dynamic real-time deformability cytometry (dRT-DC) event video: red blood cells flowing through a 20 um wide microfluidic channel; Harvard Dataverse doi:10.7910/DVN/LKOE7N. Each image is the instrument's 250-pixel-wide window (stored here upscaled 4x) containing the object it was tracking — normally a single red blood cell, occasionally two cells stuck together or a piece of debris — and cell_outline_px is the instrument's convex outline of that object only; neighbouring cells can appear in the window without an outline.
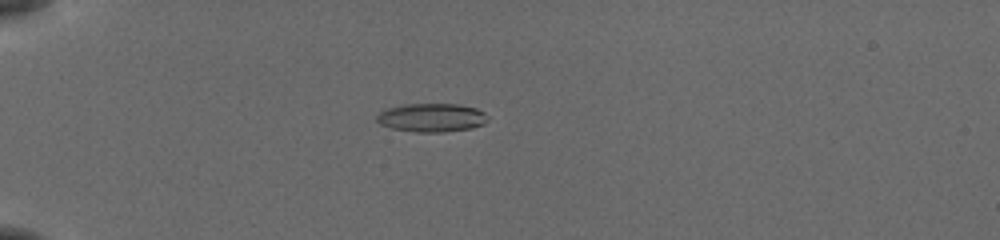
{"species": "common noctule bat (a hibernating species)", "species_latin": "Nyctalus noctula", "temperature_condition": "cold", "stored_images_in_passage": 6, "camera_frame_rate_fps": 3000, "um_per_image_px": 0.085, "animal": {"sex": "female", "body_mass_g": 19.5, "forearm_length_mm": 54.1}, "frame": {"image": 1, "passage_image": 1, "time_ms": 0.0, "image_size_px": [1000, 240], "cell_outline_px": [[488, 120], [484, 124], [472, 128], [440, 132], [416, 132], [392, 128], [380, 124], [376, 120], [376, 116], [380, 112], [388, 108], [404, 104], [460, 104], [476, 108], [484, 112]], "centroid_in_image_um": [36.69, 9.99], "position_along_channel_um": 48.3, "area_um2": 18.44}}
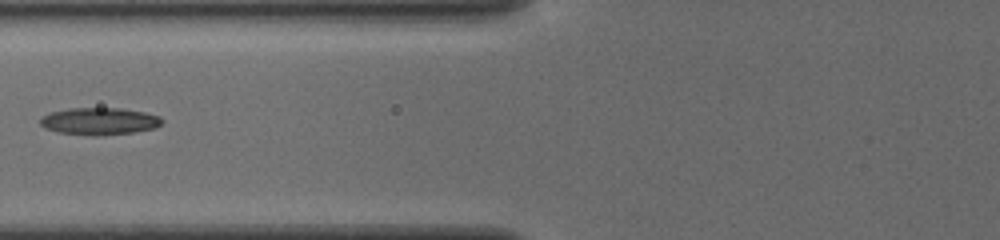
{"frame": {"image": 2, "passage_image": 4, "time_ms": 2.667, "image_size_px": [1000, 240], "cell_outline_px": [[164, 120], [156, 128], [132, 132], [104, 136], [88, 136], [60, 132], [44, 128], [40, 124], [40, 120], [44, 116], [52, 112], [68, 108], [120, 108], [144, 112], [160, 116]], "centroid_in_image_um": [8.47, 10.31], "position_along_channel_um": 117.3, "area_um2": 19.36}}
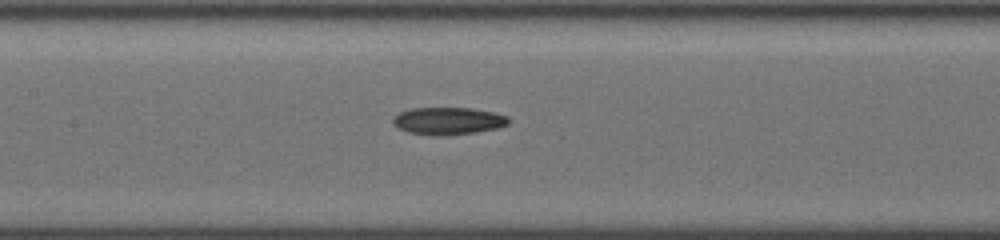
{"frame": {"image": 3, "passage_image": 6, "time_ms": 4.0, "image_size_px": [1000, 240], "cell_outline_px": [[508, 124], [496, 128], [472, 132], [408, 132], [392, 124], [392, 120], [400, 112], [412, 108], [472, 108], [492, 112], [508, 116]], "centroid_in_image_um": [38.11, 10.21], "position_along_channel_um": 169.3, "area_um2": 17.17}}